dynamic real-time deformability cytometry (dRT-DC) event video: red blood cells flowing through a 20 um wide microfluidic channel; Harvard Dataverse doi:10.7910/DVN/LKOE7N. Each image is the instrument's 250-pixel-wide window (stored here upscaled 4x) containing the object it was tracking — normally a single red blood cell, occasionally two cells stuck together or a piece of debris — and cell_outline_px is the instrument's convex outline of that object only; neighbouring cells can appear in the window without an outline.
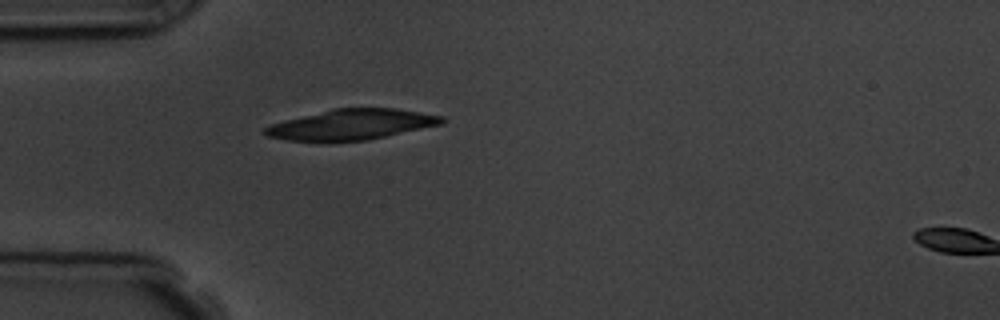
{"species": "common noctule bat (a hibernating species)", "species_latin": "Nyctalus noctula", "temperature_condition": "room temperature", "stored_images_in_passage": 5, "segment_of_instrument_passage": [1, 2], "camera_frame_rate_fps": 3000, "um_per_image_px": 0.085, "animal": {"sex": "male", "body_mass_g": 19.5, "forearm_length_mm": 54.6}, "frame": {"image": 1, "passage_image": 4, "time_ms": 4.333, "image_size_px": [1000, 320], "cell_outline_px": [[448, 120], [440, 124], [368, 140], [288, 140], [268, 136], [260, 132], [264, 128], [272, 124], [284, 120], [332, 108], [396, 108], [444, 116]], "centroid_in_image_um": [29.89, 10.56], "position_along_channel_um": 55.1, "area_um2": 30.98}}